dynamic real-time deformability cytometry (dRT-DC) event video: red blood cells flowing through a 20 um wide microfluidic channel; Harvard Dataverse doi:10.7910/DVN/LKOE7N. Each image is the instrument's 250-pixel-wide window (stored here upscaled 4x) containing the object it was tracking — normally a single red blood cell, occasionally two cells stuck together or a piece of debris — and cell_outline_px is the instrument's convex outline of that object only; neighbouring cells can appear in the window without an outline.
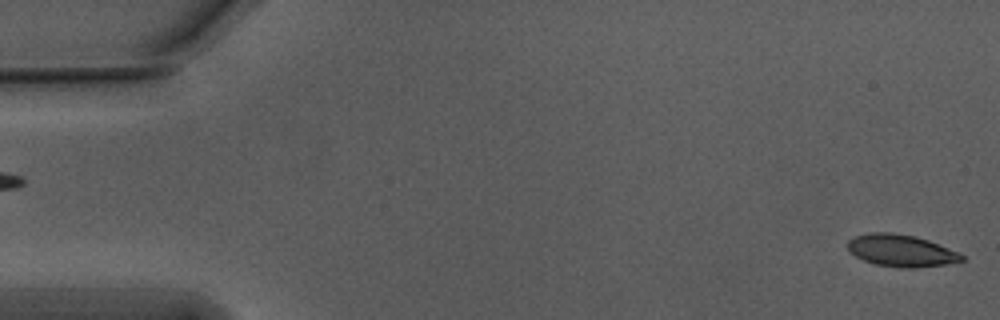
{"species": "Egyptian fruit bat (a non-hibernating species)", "species_latin": "Rousettus aegyptiacus", "temperature_condition": "warm", "stored_images_in_passage": 10, "camera_frame_rate_fps": 3000, "um_per_image_px": 0.085, "animal": {"sex": "male"}, "frame": {"image": 1, "passage_image": 1, "time_ms": 0.0, "image_size_px": [1000, 320], "cell_outline_px": [[964, 260], [944, 264], [916, 268], [900, 268], [876, 264], [864, 260], [856, 256], [848, 248], [848, 240], [856, 236], [872, 232], [892, 232], [916, 236], [928, 240], [960, 252], [964, 256]], "centroid_in_image_um": [76.62, 21.3], "position_along_channel_um": 8.4, "area_um2": 21.21}}